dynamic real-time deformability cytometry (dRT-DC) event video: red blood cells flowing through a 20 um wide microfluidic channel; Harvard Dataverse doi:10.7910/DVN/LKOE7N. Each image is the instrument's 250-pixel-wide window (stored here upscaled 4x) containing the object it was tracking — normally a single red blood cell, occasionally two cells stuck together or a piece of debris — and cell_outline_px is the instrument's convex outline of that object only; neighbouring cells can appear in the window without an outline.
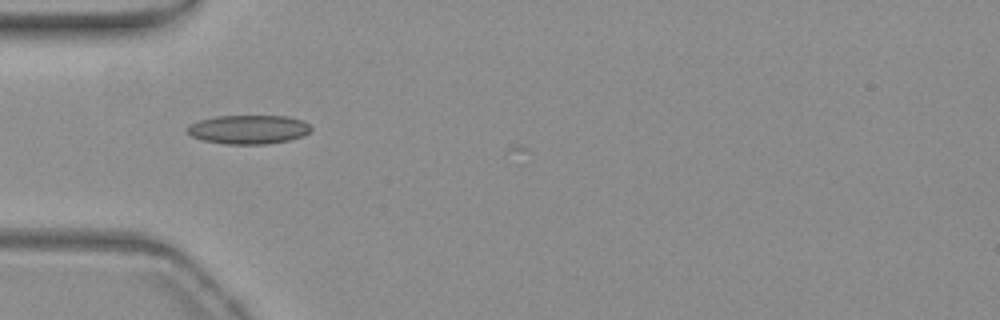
{"species": "common noctule bat (a hibernating species)", "species_latin": "Nyctalus noctula", "temperature_condition": "warm", "stored_images_in_passage": 4, "camera_frame_rate_fps": 3000, "um_per_image_px": 0.085, "animal": {"sex": "female", "body_mass_g": 19.3, "forearm_length_mm": 54.1}, "frame": {"image": 1, "passage_image": 1, "time_ms": 0.0, "image_size_px": [1000, 320], "cell_outline_px": [[312, 128], [304, 136], [288, 140], [268, 144], [224, 144], [204, 140], [192, 136], [188, 132], [188, 128], [192, 124], [200, 120], [216, 116], [288, 116], [304, 120]], "centroid_in_image_um": [21.18, 11.0], "position_along_channel_um": 63.8, "area_um2": 20.75}}